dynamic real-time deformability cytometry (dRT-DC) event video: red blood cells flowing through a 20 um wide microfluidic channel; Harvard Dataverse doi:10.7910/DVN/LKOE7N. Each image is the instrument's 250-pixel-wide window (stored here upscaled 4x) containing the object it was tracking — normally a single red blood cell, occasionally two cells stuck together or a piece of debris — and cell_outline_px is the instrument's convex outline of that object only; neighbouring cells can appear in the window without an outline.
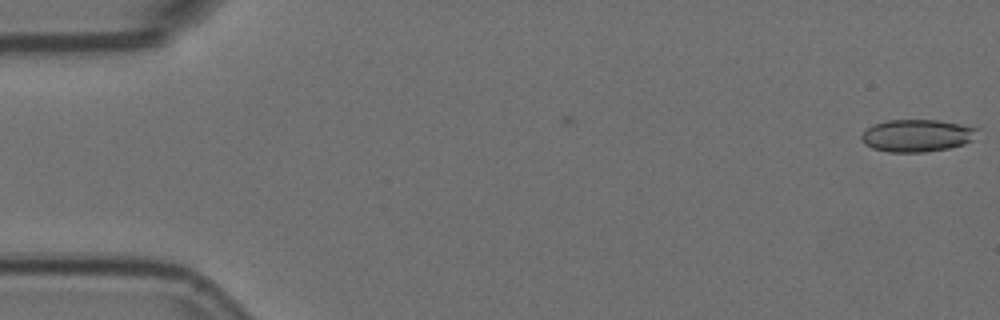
{"species": "Egyptian fruit bat (a non-hibernating species)", "species_latin": "Rousettus aegyptiacus", "temperature_condition": "room temperature", "stored_images_in_passage": 2, "camera_frame_rate_fps": 3000, "um_per_image_px": 0.085, "animal": {"sex": "female"}, "frame": {"image": 1, "passage_image": 2, "time_ms": 0.333, "image_size_px": [1000, 320], "cell_outline_px": [[980, 128], [972, 140], [964, 144], [948, 148], [924, 152], [888, 152], [872, 148], [864, 144], [860, 140], [860, 136], [872, 124], [888, 120], [940, 120]], "centroid_in_image_um": [77.93, 11.52], "position_along_channel_um": 7.1, "area_um2": 21.96}}